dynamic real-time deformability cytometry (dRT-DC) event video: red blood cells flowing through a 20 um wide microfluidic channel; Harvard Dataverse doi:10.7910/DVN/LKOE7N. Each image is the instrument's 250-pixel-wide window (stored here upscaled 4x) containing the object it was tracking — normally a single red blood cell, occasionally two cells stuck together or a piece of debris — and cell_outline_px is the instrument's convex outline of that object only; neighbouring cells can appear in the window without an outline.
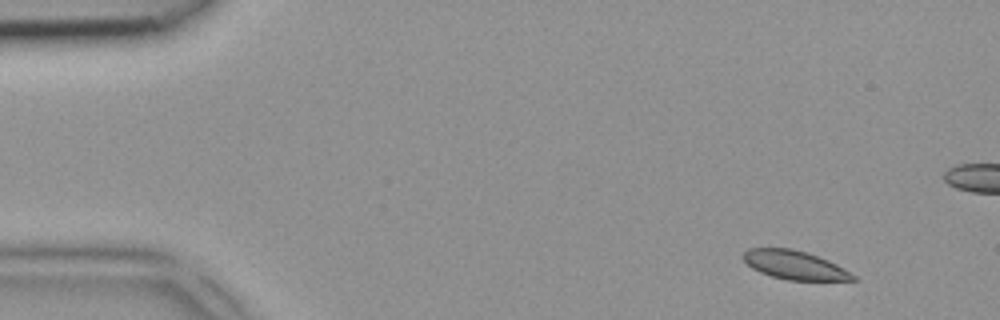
{"species": "common noctule bat (a hibernating species)", "species_latin": "Nyctalus noctula", "temperature_condition": "room temperature", "stored_images_in_passage": 4, "camera_frame_rate_fps": 3000, "um_per_image_px": 0.085, "animal": {"sex": "female", "body_mass_g": 18.4}, "frame": {"image": 1, "passage_image": 1, "time_ms": 0.0, "image_size_px": [1000, 320], "cell_outline_px": [[856, 280], [788, 280], [772, 276], [760, 272], [752, 268], [740, 256], [748, 248], [792, 248], [808, 252], [828, 260], [836, 264], [856, 276]], "centroid_in_image_um": [67.51, 22.51], "position_along_channel_um": 17.5, "area_um2": 18.32}}